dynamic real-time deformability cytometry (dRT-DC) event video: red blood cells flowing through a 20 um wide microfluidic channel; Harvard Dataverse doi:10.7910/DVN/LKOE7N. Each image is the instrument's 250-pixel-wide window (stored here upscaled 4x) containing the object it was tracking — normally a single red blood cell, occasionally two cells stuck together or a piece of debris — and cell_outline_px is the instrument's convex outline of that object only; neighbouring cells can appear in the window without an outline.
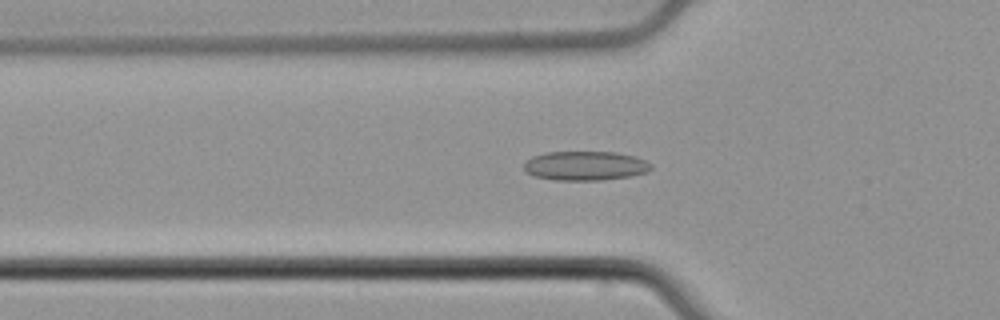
{"species": "common noctule bat (a hibernating species)", "species_latin": "Nyctalus noctula", "temperature_condition": "cold", "stored_images_in_passage": 47, "camera_frame_rate_fps": 3000, "um_per_image_px": 0.085, "animal": {"sex": "male", "body_mass_g": 21.5, "forearm_length_mm": 52.0}, "frame": {"image": 1, "passage_image": 18, "time_ms": 5.667, "image_size_px": [1000, 320], "cell_outline_px": [[652, 168], [648, 172], [628, 176], [600, 180], [556, 180], [532, 176], [524, 172], [524, 164], [532, 156], [544, 152], [616, 152], [636, 156], [652, 164]], "centroid_in_image_um": [49.73, 14.09], "position_along_channel_um": 76.1, "area_um2": 21.79}}
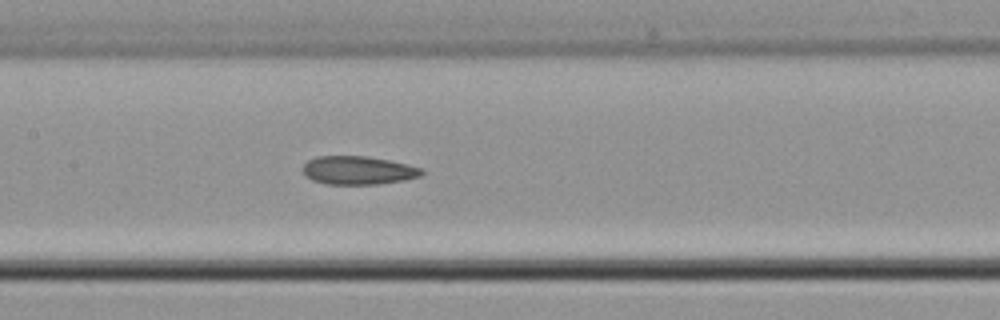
{"frame": {"image": 2, "passage_image": 26, "time_ms": 8.333, "image_size_px": [1000, 320], "cell_outline_px": [[424, 172], [420, 176], [404, 180], [376, 184], [328, 184], [312, 180], [304, 176], [304, 164], [308, 160], [316, 156], [364, 156], [388, 160], [408, 164], [424, 168]], "centroid_in_image_um": [30.45, 14.47], "position_along_channel_um": 176.9, "area_um2": 19.65}}
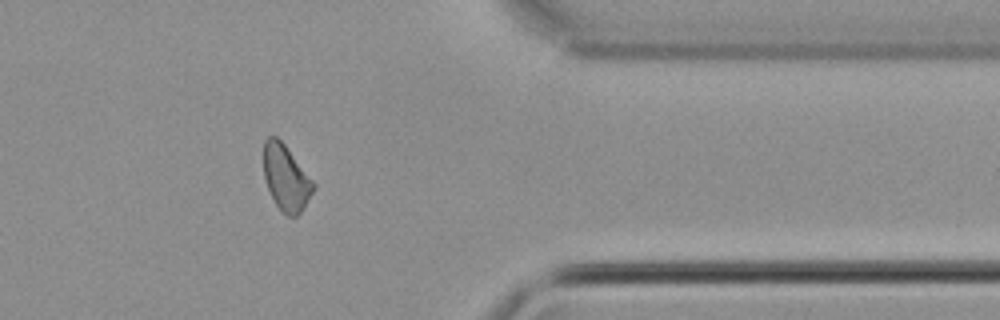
{"frame": {"image": 3, "passage_image": 44, "time_ms": 14.333, "image_size_px": [1000, 320], "cell_outline_px": [[316, 188], [300, 212], [296, 216], [288, 216], [276, 204], [268, 188], [264, 176], [264, 140], [268, 136], [276, 136], [284, 144], [316, 184]], "centroid_in_image_um": [24.32, 15.1], "position_along_channel_um": 387.1, "area_um2": 18.73}, "authors_computed_cell_mechanics": {"area_um2": 20.23, "velocity_mm_per_s": 3.7909, "shape_relaxation_time_tau1_ms": null, "shape_relaxation_time_tau2_ms": 8.4488, "deformation_change_tau1": null, "deformation_change_tau2": 0.1604}}